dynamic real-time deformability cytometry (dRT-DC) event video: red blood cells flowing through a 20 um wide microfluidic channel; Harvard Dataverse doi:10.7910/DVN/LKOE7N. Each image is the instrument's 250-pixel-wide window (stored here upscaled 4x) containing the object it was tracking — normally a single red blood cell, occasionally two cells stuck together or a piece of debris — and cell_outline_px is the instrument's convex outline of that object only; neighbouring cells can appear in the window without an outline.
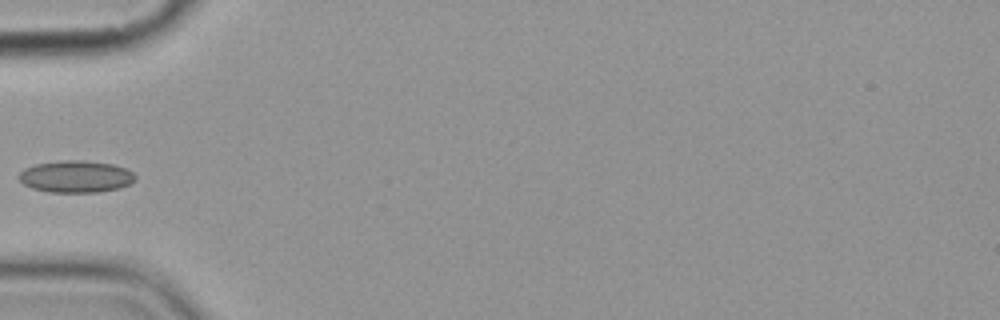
{"species": "common noctule bat (a hibernating species)", "species_latin": "Nyctalus noctula", "temperature_condition": "cold", "stored_images_in_passage": 5, "camera_frame_rate_fps": 3000, "um_per_image_px": 0.085, "animal": {"sex": "female", "body_mass_g": 19.9}, "frame": {"image": 1, "passage_image": 5, "time_ms": 4.667, "image_size_px": [1000, 320], "cell_outline_px": [[136, 180], [120, 188], [96, 192], [48, 192], [32, 188], [24, 184], [20, 180], [20, 172], [24, 168], [36, 164], [64, 160], [84, 160], [112, 164], [124, 168], [132, 172], [136, 176]], "centroid_in_image_um": [6.46, 15.01], "position_along_channel_um": 78.5, "area_um2": 21.56}}